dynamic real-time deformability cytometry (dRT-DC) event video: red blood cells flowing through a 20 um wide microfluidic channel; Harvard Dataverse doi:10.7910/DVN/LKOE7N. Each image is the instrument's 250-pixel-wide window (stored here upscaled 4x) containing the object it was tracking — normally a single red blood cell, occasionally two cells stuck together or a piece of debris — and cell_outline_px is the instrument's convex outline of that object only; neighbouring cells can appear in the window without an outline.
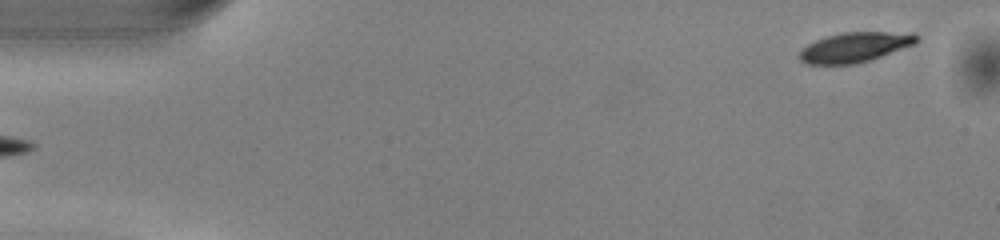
{"species": "common noctule bat (a hibernating species)", "species_latin": "Nyctalus noctula", "temperature_condition": "warm", "stored_images_in_passage": 49, "camera_frame_rate_fps": 3000, "um_per_image_px": 0.085, "animal": {"sex": "male", "body_mass_g": 13.0, "forearm_length_mm": 53.1}, "frame": {"image": 1, "passage_image": 1, "time_ms": 0.0, "image_size_px": [1000, 240], "cell_outline_px": [[916, 40], [912, 44], [880, 56], [856, 64], [804, 64], [800, 60], [800, 52], [808, 44], [816, 40], [828, 36], [844, 32], [912, 32], [916, 36]], "centroid_in_image_um": [72.61, 4.01], "position_along_channel_um": 12.4, "area_um2": 19.88}}
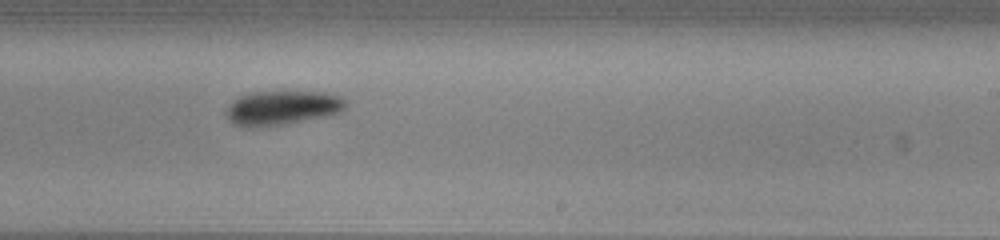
{"frame": {"image": 2, "passage_image": 29, "time_ms": 9.333, "image_size_px": [1000, 240], "cell_outline_px": [[348, 104], [340, 112], [324, 116], [288, 124], [248, 128], [236, 124], [228, 120], [224, 112], [240, 96], [248, 92], [328, 92], [340, 96]], "centroid_in_image_um": [23.99, 9.17], "position_along_channel_um": 265.0, "area_um2": 23.81}}
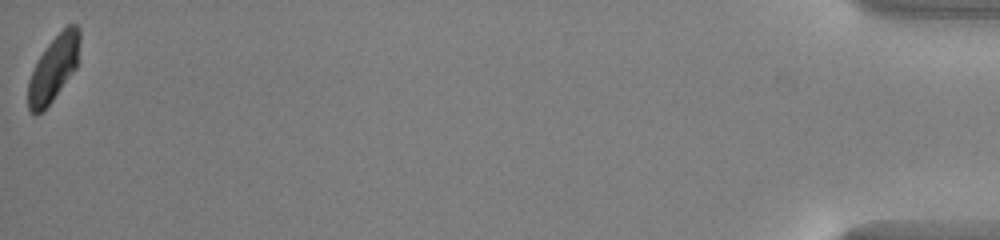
{"frame": {"image": 3, "passage_image": 49, "time_ms": 16.0, "image_size_px": [1000, 240], "cell_outline_px": [[80, 40], [76, 68], [52, 100], [36, 116], [28, 108], [28, 80], [44, 48], [68, 24], [76, 24], [80, 28]], "centroid_in_image_um": [4.56, 5.79], "position_along_channel_um": 430.6, "area_um2": 19.31}, "authors_computed_cell_mechanics": {"area_um2": 22.542, "velocity_mm_per_s": 4.0281, "shape_relaxation_time_tau1_ms": 2.991, "shape_relaxation_time_tau2_ms": null, "deformation_change_tau1": 0.1269, "deformation_change_tau2": null}}